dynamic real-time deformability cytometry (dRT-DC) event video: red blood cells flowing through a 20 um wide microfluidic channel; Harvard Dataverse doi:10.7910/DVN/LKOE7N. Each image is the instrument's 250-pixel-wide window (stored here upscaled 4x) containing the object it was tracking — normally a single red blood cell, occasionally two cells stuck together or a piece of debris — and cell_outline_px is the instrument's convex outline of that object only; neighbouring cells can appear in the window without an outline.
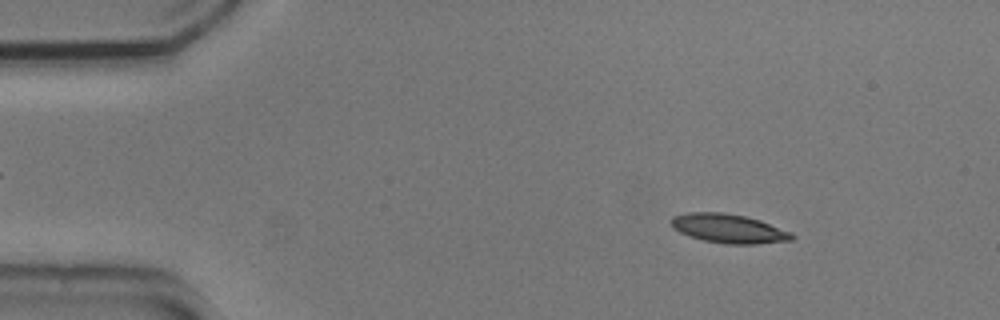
{"species": "common noctule bat (a hibernating species)", "species_latin": "Nyctalus noctula", "temperature_condition": "cold", "stored_images_in_passage": 54, "camera_frame_rate_fps": 3000, "um_per_image_px": 0.085, "animal": {"sex": "male", "body_mass_g": 20.5, "forearm_length_mm": 52.5}, "frame": {"image": 1, "passage_image": 7, "time_ms": 2.0, "image_size_px": [1000, 320], "cell_outline_px": [[796, 236], [792, 240], [756, 244], [724, 244], [704, 240], [688, 236], [672, 228], [668, 220], [672, 216], [688, 212], [724, 212], [744, 216], [760, 220], [792, 232]], "centroid_in_image_um": [61.91, 19.42], "position_along_channel_um": 23.1, "area_um2": 20.69}}
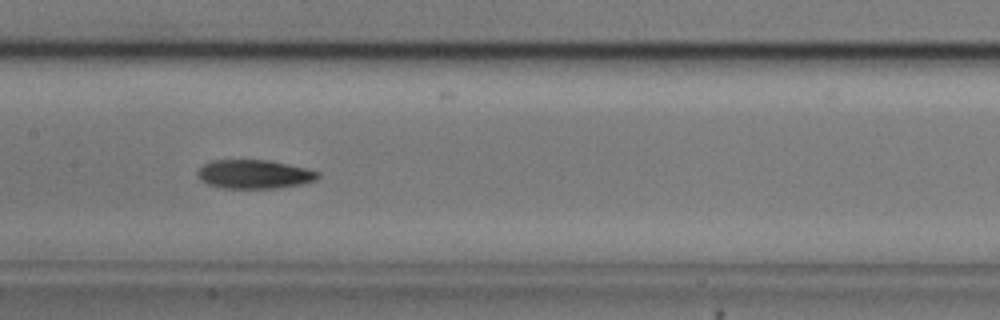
{"frame": {"image": 2, "passage_image": 26, "time_ms": 8.333, "image_size_px": [1000, 320], "cell_outline_px": [[320, 176], [316, 180], [300, 184], [280, 188], [220, 188], [208, 184], [200, 180], [196, 176], [196, 172], [204, 164], [212, 160], [268, 160], [308, 168], [320, 172]], "centroid_in_image_um": [21.61, 14.81], "position_along_channel_um": 185.8, "area_um2": 20.4}}
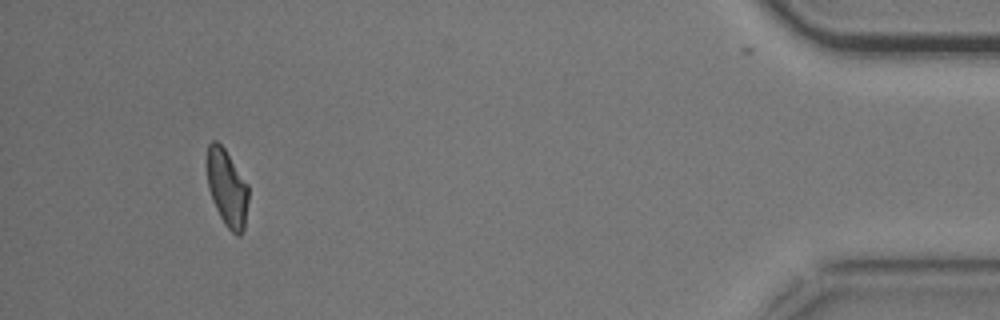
{"frame": {"image": 3, "passage_image": 50, "time_ms": 16.333, "image_size_px": [1000, 320], "cell_outline_px": [[248, 200], [244, 228], [240, 236], [236, 236], [224, 224], [212, 200], [208, 188], [208, 144], [212, 140], [216, 140], [224, 148], [248, 184]], "centroid_in_image_um": [19.31, 16.01], "position_along_channel_um": 415.9, "area_um2": 18.38}, "authors_computed_cell_mechanics": {"area_um2": 19.941, "velocity_mm_per_s": 3.7265, "shape_relaxation_time_tau1_ms": 3.6646, "shape_relaxation_time_tau2_ms": 8.0716, "deformation_change_tau1": 0.1359, "deformation_change_tau2": 0.1654}}